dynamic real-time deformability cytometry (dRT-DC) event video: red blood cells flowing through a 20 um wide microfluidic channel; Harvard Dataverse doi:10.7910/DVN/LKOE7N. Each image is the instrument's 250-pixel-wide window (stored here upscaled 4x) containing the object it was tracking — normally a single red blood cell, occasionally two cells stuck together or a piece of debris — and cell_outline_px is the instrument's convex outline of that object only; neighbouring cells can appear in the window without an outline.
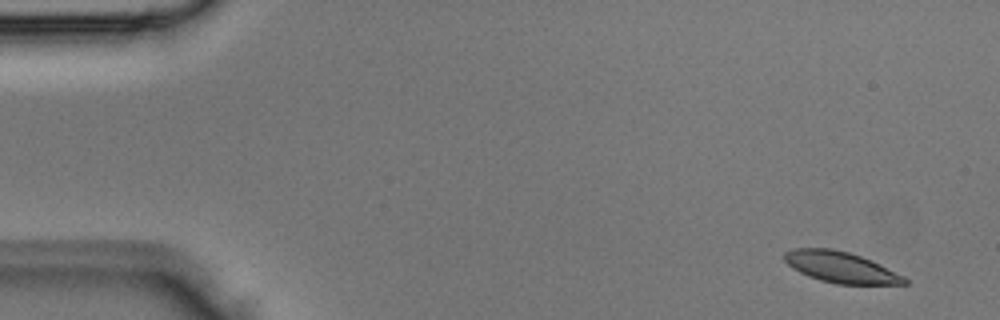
{"species": "Egyptian fruit bat (a non-hibernating species)", "species_latin": "Rousettus aegyptiacus", "temperature_condition": "room temperature", "stored_images_in_passage": 3, "segment_of_instrument_passage": [2, 2], "camera_frame_rate_fps": 3000, "um_per_image_px": 0.085, "animal": {"sex": "male"}, "frame": {"image": 1, "passage_image": 3, "time_ms": 0.667, "image_size_px": [1000, 320], "cell_outline_px": [[908, 284], [836, 284], [820, 280], [808, 276], [792, 268], [784, 260], [784, 252], [796, 248], [832, 248], [848, 252], [872, 260], [904, 276], [908, 280]], "centroid_in_image_um": [71.47, 22.71], "position_along_channel_um": 13.5, "area_um2": 21.68}}